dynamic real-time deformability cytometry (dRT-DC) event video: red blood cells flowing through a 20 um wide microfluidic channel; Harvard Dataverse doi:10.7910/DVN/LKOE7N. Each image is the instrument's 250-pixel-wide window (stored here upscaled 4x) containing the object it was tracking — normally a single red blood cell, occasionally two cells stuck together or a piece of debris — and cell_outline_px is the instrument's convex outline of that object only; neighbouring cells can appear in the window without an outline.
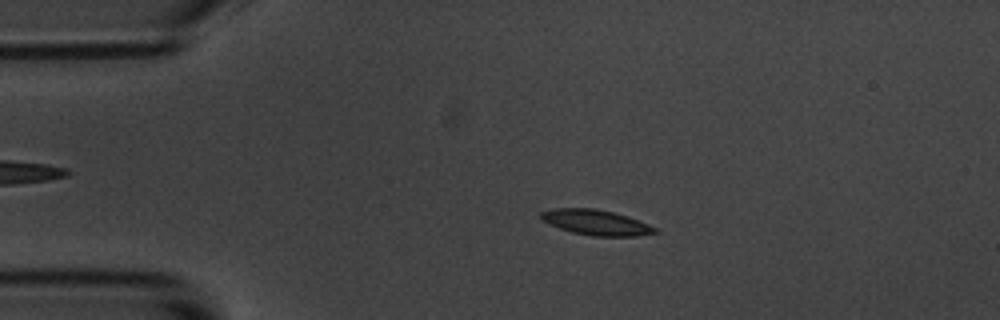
{"species": "common noctule bat (a hibernating species)", "species_latin": "Nyctalus noctula", "temperature_condition": "room temperature", "stored_images_in_passage": 4, "camera_frame_rate_fps": 3000, "um_per_image_px": 0.085, "animal": {"sex": "male", "body_mass_g": 20.1, "forearm_length_mm": 53.5}, "frame": {"image": 1, "passage_image": 2, "time_ms": 1.333, "image_size_px": [1000, 320], "cell_outline_px": [[660, 232], [636, 236], [592, 236], [572, 232], [560, 228], [540, 220], [536, 216], [540, 212], [556, 208], [592, 208], [612, 212], [648, 224], [656, 228]], "centroid_in_image_um": [50.59, 18.91], "position_along_channel_um": 34.4, "area_um2": 16.7}}
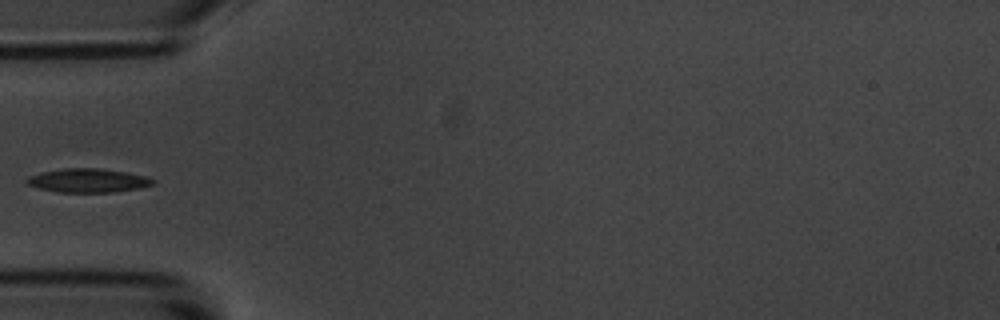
{"frame": {"image": 2, "passage_image": 4, "time_ms": 3.667, "image_size_px": [1000, 320], "cell_outline_px": [[156, 184], [140, 188], [112, 192], [56, 192], [40, 188], [28, 184], [24, 180], [28, 176], [44, 172], [64, 168], [100, 168], [124, 172], [144, 176], [156, 180]], "centroid_in_image_um": [7.5, 15.34], "position_along_channel_um": 77.5, "area_um2": 17.4}}